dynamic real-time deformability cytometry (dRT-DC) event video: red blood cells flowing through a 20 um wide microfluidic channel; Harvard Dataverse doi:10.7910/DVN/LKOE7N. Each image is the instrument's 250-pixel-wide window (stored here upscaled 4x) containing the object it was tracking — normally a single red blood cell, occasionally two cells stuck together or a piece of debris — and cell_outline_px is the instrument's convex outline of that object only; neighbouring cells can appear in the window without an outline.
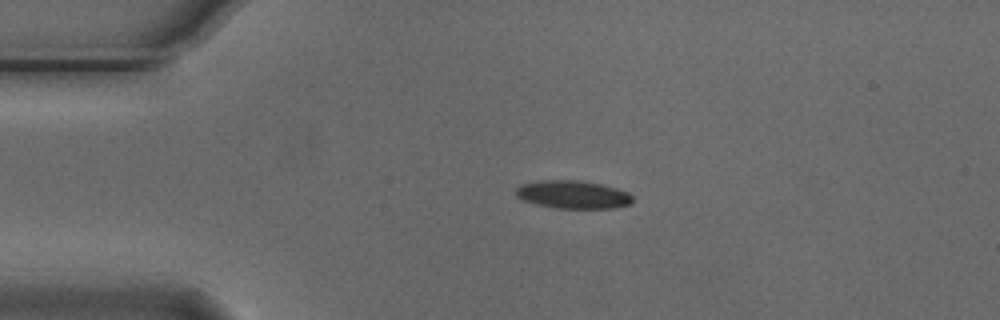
{"species": "Egyptian fruit bat (a non-hibernating species)", "species_latin": "Rousettus aegyptiacus", "temperature_condition": "cold", "stored_images_in_passage": 35, "camera_frame_rate_fps": 3000, "um_per_image_px": 0.085, "animal": {"sex": "male"}, "frame": {"image": 1, "passage_image": 1, "time_ms": 0.0, "image_size_px": [1000, 320], "cell_outline_px": [[632, 204], [616, 208], [556, 208], [536, 204], [520, 200], [516, 196], [516, 188], [520, 184], [540, 180], [580, 180], [600, 184], [616, 188], [628, 192], [632, 196]], "centroid_in_image_um": [48.68, 16.54], "position_along_channel_um": 36.3, "area_um2": 19.25}}
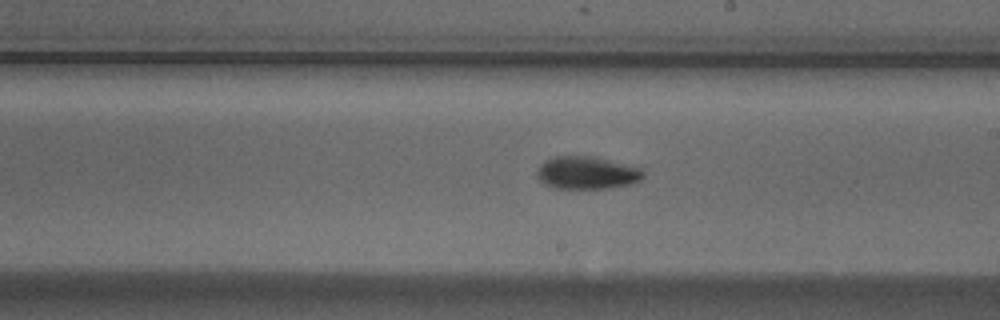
{"frame": {"image": 2, "passage_image": 20, "time_ms": 6.333, "image_size_px": [1000, 320], "cell_outline_px": [[644, 176], [640, 180], [628, 184], [608, 188], [556, 188], [544, 184], [536, 176], [536, 172], [540, 164], [544, 160], [552, 156], [596, 156], [640, 168], [644, 172]], "centroid_in_image_um": [49.84, 14.67], "position_along_channel_um": 239.2, "area_um2": 20.29}}
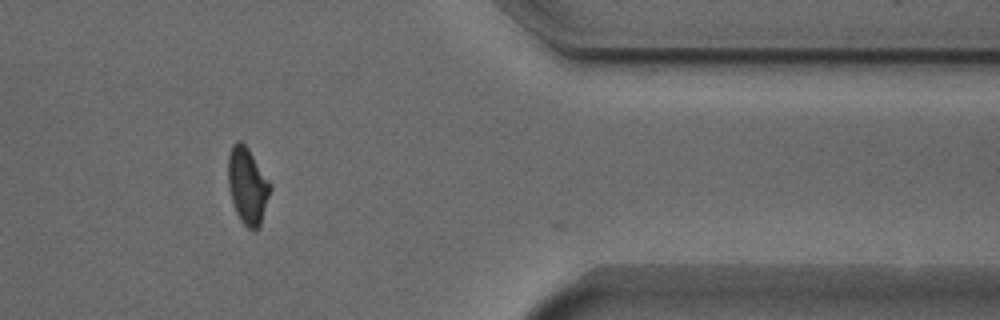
{"frame": {"image": 3, "passage_image": 34, "time_ms": 11.0, "image_size_px": [1000, 320], "cell_outline_px": [[272, 188], [260, 224], [256, 228], [248, 228], [240, 220], [236, 212], [228, 188], [228, 156], [232, 144], [236, 140], [240, 140], [248, 148], [272, 184]], "centroid_in_image_um": [21.03, 15.74], "position_along_channel_um": 390.4, "area_um2": 18.73}, "authors_computed_cell_mechanics": {"area_um2": 19.7676, "velocity_mm_per_s": 3.7496, "shape_relaxation_time_tau1_ms": 4.9581, "shape_relaxation_time_tau2_ms": 4.4015, "deformation_change_tau1": 0.1231, "deformation_change_tau2": 0.0839}}